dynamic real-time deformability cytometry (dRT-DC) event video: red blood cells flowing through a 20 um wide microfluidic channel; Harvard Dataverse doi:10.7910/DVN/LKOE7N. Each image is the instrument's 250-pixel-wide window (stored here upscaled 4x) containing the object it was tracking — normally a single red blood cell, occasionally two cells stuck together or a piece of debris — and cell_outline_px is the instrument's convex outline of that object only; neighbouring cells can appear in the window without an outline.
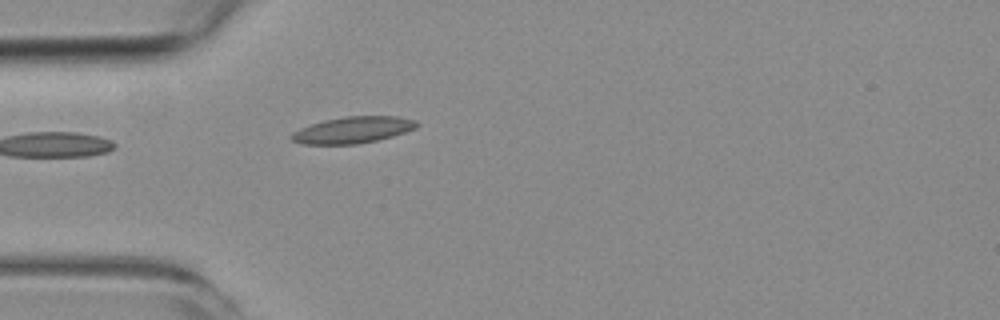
{"species": "common noctule bat (a hibernating species)", "species_latin": "Nyctalus noctula", "temperature_condition": "room temperature", "stored_images_in_passage": 2, "camera_frame_rate_fps": 3000, "um_per_image_px": 0.085, "animal": {"sex": "female", "body_mass_g": 19.3, "forearm_length_mm": 54.1}, "frame": {"image": 1, "passage_image": 2, "time_ms": 1.0, "image_size_px": [1000, 320], "cell_outline_px": [[420, 124], [416, 128], [392, 136], [376, 140], [356, 144], [300, 144], [292, 140], [288, 136], [292, 132], [300, 128], [324, 120], [344, 116], [396, 116], [416, 120]], "centroid_in_image_um": [29.97, 11.04], "position_along_channel_um": 55.0, "area_um2": 19.36}}